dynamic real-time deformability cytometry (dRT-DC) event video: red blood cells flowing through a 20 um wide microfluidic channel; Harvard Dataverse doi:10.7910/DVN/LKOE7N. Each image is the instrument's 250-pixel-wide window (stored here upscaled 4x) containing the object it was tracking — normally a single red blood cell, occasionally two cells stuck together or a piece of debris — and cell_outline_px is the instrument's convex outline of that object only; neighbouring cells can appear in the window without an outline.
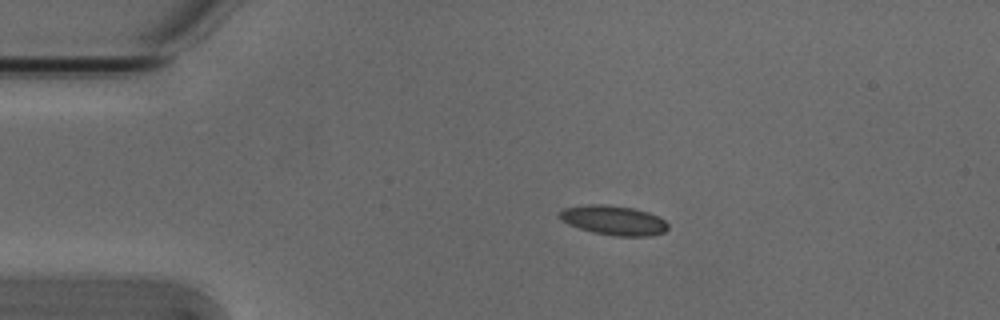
{"species": "Egyptian fruit bat (a non-hibernating species)", "species_latin": "Rousettus aegyptiacus", "temperature_condition": "cold", "stored_images_in_passage": 44, "camera_frame_rate_fps": 3000, "um_per_image_px": 0.085, "animal": {"sex": "male"}, "frame": {"image": 1, "passage_image": 1, "time_ms": 0.0, "image_size_px": [1000, 320], "cell_outline_px": [[668, 228], [664, 232], [652, 236], [616, 236], [592, 232], [568, 224], [560, 220], [560, 212], [564, 208], [588, 204], [608, 204], [632, 208], [648, 212], [664, 220], [668, 224]], "centroid_in_image_um": [52.16, 18.72], "position_along_channel_um": 32.8, "area_um2": 18.61}}
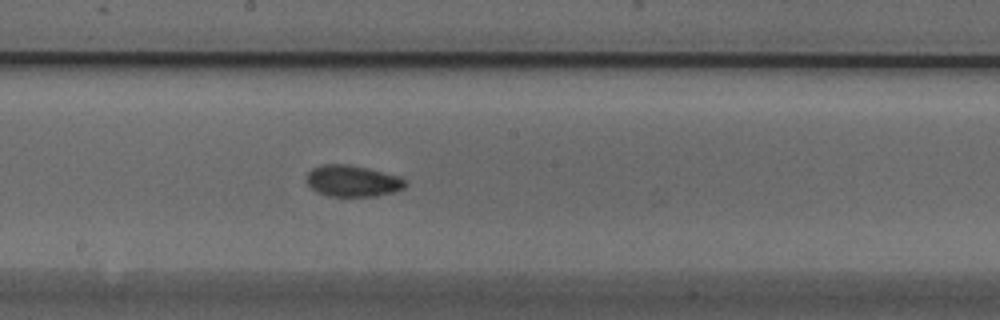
{"frame": {"image": 2, "passage_image": 19, "time_ms": 6.0, "image_size_px": [1000, 320], "cell_outline_px": [[408, 184], [404, 188], [392, 192], [376, 196], [328, 196], [316, 192], [308, 184], [308, 172], [312, 168], [324, 164], [348, 164], [368, 168], [400, 176]], "centroid_in_image_um": [29.98, 15.38], "position_along_channel_um": 218.2, "area_um2": 18.03}}
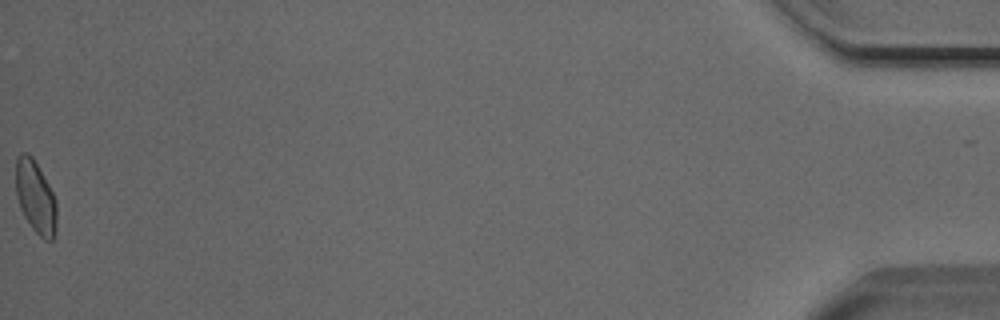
{"frame": {"image": 3, "passage_image": 44, "time_ms": 14.333, "image_size_px": [1000, 320], "cell_outline_px": [[56, 232], [52, 240], [44, 240], [32, 228], [24, 216], [20, 208], [16, 196], [16, 160], [20, 152], [24, 152], [32, 156], [48, 184], [56, 200]], "centroid_in_image_um": [3.01, 16.76], "position_along_channel_um": 432.2, "area_um2": 17.22}, "authors_computed_cell_mechanics": {"area_um2": 17.5712, "velocity_mm_per_s": 3.829, "shape_relaxation_time_tau1_ms": 8.6521, "shape_relaxation_time_tau2_ms": 2.0746, "deformation_change_tau1": 0.1455, "deformation_change_tau2": 0.0632}}